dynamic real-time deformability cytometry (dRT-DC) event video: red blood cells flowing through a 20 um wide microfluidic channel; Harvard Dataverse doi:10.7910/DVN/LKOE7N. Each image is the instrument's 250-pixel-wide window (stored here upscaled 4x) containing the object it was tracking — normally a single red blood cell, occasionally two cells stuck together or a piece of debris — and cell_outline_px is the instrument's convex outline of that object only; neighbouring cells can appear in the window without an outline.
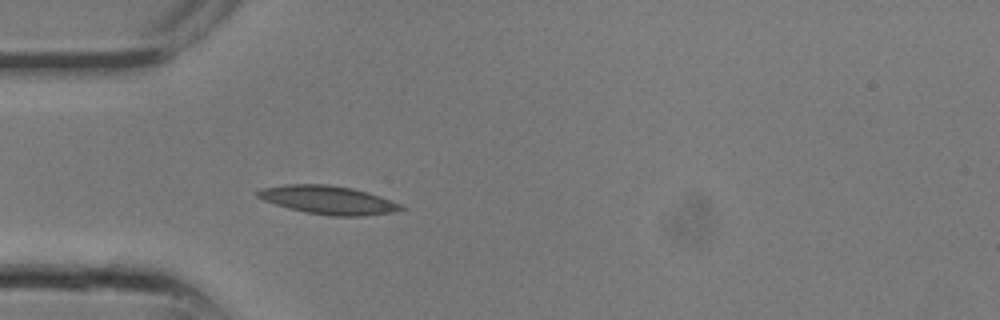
{"species": "common noctule bat (a hibernating species)", "species_latin": "Nyctalus noctula", "temperature_condition": "room temperature", "stored_images_in_passage": 10, "camera_frame_rate_fps": 3000, "um_per_image_px": 0.085, "animal": {"sex": "male", "body_mass_g": 13.3}, "frame": {"image": 1, "passage_image": 5, "time_ms": 1.333, "image_size_px": [1000, 320], "cell_outline_px": [[408, 208], [392, 212], [364, 216], [328, 216], [304, 212], [288, 208], [264, 200], [256, 196], [256, 192], [264, 188], [284, 184], [328, 184], [352, 188], [368, 192], [380, 196], [400, 204]], "centroid_in_image_um": [27.91, 17.0], "position_along_channel_um": 57.1, "area_um2": 23.76}}
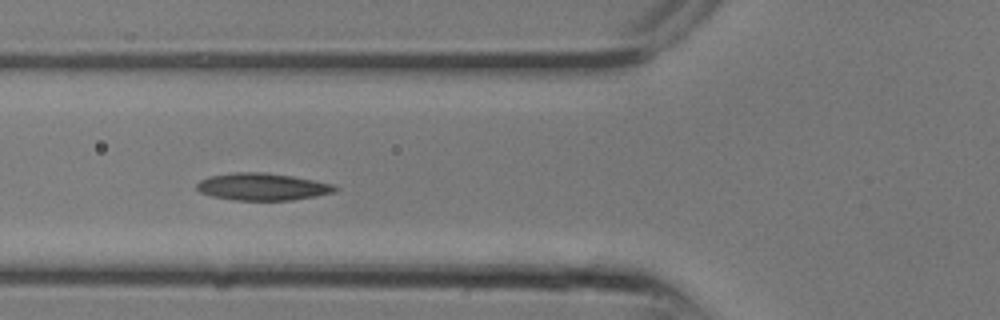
{"frame": {"image": 2, "passage_image": 7, "time_ms": 2.0, "image_size_px": [1000, 320], "cell_outline_px": [[340, 188], [336, 192], [316, 196], [292, 200], [236, 200], [212, 196], [200, 192], [196, 188], [196, 184], [200, 180], [208, 176], [236, 172], [264, 172], [292, 176], [336, 184]], "centroid_in_image_um": [22.34, 15.87], "position_along_channel_um": 103.5, "area_um2": 22.08}}
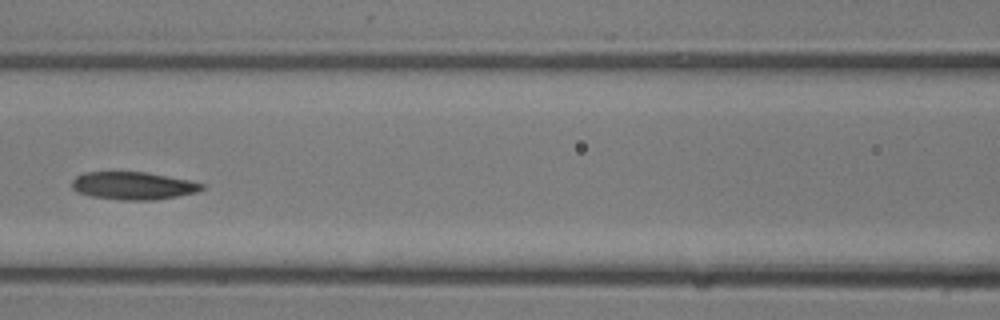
{"frame": {"image": 3, "passage_image": 9, "time_ms": 2.667, "image_size_px": [1000, 320], "cell_outline_px": [[204, 188], [196, 192], [156, 200], [120, 200], [92, 196], [80, 192], [72, 188], [72, 180], [76, 176], [84, 172], [144, 172], [188, 180], [204, 184]], "centroid_in_image_um": [11.3, 15.78], "position_along_channel_um": 155.3, "area_um2": 20.75}}